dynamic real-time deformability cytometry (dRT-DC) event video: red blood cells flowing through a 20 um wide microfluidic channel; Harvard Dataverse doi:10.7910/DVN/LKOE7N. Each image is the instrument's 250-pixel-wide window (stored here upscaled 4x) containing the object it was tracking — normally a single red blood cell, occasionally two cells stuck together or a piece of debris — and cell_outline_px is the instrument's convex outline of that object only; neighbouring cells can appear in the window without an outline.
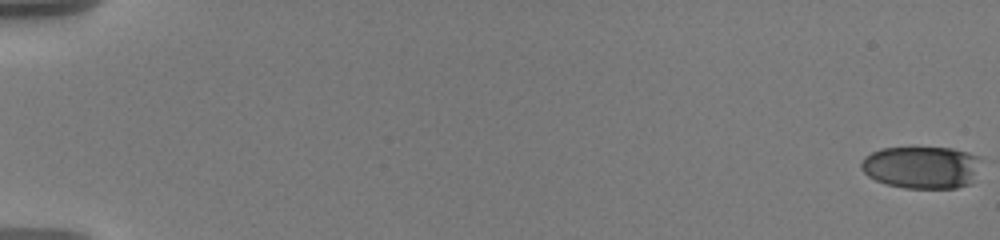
{"species": "human", "species_latin": "Homo sapiens", "temperature_condition": "warm", "stored_images_in_passage": 59, "camera_frame_rate_fps": 3000, "um_per_image_px": 0.085, "donor": {"sex": "male"}, "frame": {"image": 1, "passage_image": 1, "time_ms": 0.0, "image_size_px": [1000, 240], "cell_outline_px": [[980, 160], [972, 184], [956, 188], [904, 188], [888, 184], [876, 180], [868, 176], [860, 168], [860, 164], [864, 156], [880, 148], [952, 148], [968, 152], [980, 156]], "centroid_in_image_um": [78.34, 14.22], "position_along_channel_um": 6.7, "area_um2": 29.71}}
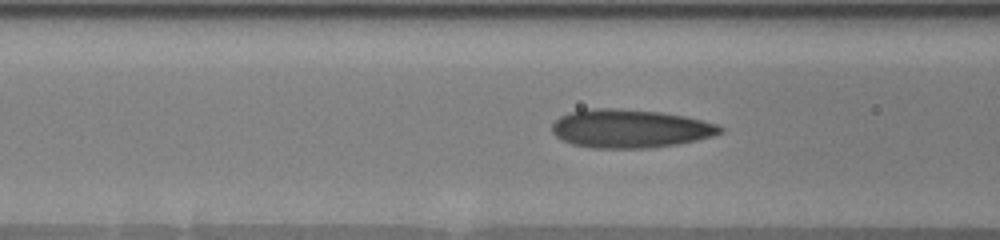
{"frame": {"image": 2, "passage_image": 26, "time_ms": 8.333, "image_size_px": [1000, 240], "cell_outline_px": [[724, 132], [712, 136], [696, 140], [676, 144], [652, 148], [592, 148], [572, 144], [556, 136], [552, 132], [552, 124], [560, 116], [568, 112], [592, 108], [616, 108], [660, 112], [684, 116], [716, 124], [724, 128]], "centroid_in_image_um": [53.54, 10.93], "position_along_channel_um": 113.1, "area_um2": 37.63}}
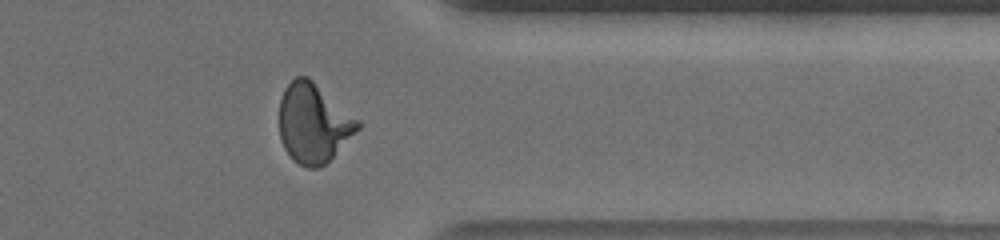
{"frame": {"image": 3, "passage_image": 49, "time_ms": 16.0, "image_size_px": [1000, 240], "cell_outline_px": [[360, 128], [320, 168], [308, 168], [292, 160], [284, 148], [280, 140], [280, 100], [284, 88], [296, 76], [308, 76], [360, 120]], "centroid_in_image_um": [26.63, 10.46], "position_along_channel_um": 384.8, "area_um2": 36.13}, "authors_computed_cell_mechanics": {"area_um2": 34.969, "velocity_mm_per_s": 3.6035, "shape_relaxation_time_tau1_ms": 6.2909, "shape_relaxation_time_tau2_ms": null, "deformation_change_tau1": 0.2158, "deformation_change_tau2": null}}